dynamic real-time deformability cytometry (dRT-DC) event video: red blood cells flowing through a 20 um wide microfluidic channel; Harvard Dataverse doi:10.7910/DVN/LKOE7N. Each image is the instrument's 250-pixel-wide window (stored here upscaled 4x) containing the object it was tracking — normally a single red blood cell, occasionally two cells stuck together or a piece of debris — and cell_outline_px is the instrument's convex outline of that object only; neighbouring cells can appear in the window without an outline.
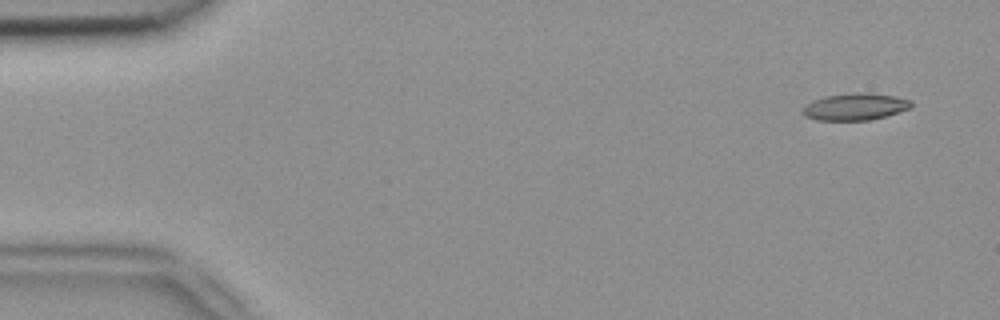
{"species": "common noctule bat (a hibernating species)", "species_latin": "Nyctalus noctula", "temperature_condition": "room temperature", "stored_images_in_passage": 4, "camera_frame_rate_fps": 3000, "um_per_image_px": 0.085, "animal": {"sex": "female", "body_mass_g": 18.4}, "frame": {"image": 1, "passage_image": 1, "time_ms": 0.0, "image_size_px": [1000, 320], "cell_outline_px": [[912, 108], [884, 116], [868, 120], [816, 120], [804, 116], [800, 112], [804, 104], [812, 100], [824, 96], [860, 92], [872, 92], [896, 96], [912, 100]], "centroid_in_image_um": [72.66, 9.06], "position_along_channel_um": 12.3, "area_um2": 17.34}}